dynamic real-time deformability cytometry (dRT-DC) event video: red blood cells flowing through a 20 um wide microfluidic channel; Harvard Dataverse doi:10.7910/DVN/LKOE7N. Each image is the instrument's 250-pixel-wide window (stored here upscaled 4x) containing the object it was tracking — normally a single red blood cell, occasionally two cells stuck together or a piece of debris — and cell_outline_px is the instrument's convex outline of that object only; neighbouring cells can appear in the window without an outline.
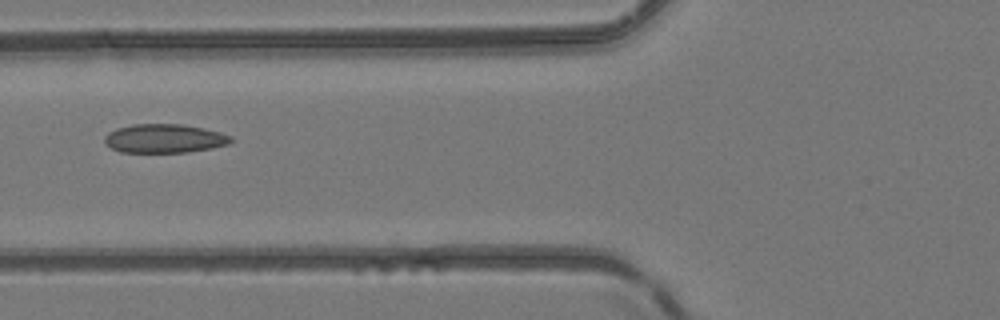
{"species": "common noctule bat (a hibernating species)", "species_latin": "Nyctalus noctula", "temperature_condition": "room temperature", "stored_images_in_passage": 6, "camera_frame_rate_fps": 3000, "um_per_image_px": 0.085, "animal": {"sex": "female", "body_mass_g": 24.6, "forearm_length_mm": 56.2}, "frame": {"image": 1, "passage_image": 5, "time_ms": 5.667, "image_size_px": [1000, 320], "cell_outline_px": [[236, 140], [228, 144], [212, 148], [188, 152], [120, 152], [104, 144], [104, 136], [108, 132], [116, 128], [132, 124], [184, 124], [204, 128], [220, 132], [232, 136]], "centroid_in_image_um": [13.99, 11.76], "position_along_channel_um": 111.8, "area_um2": 21.5}}
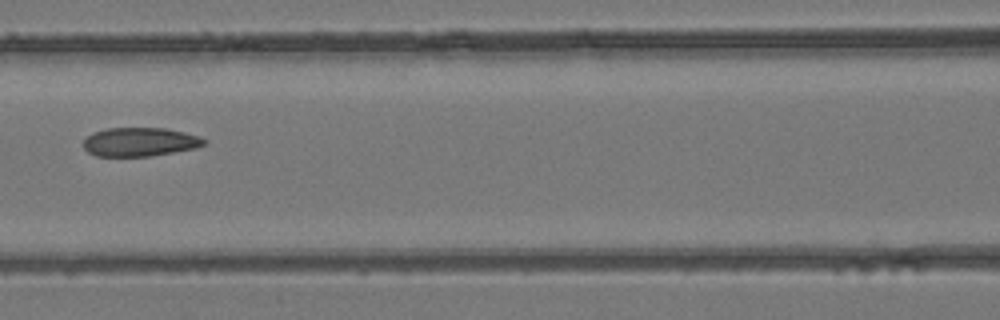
{"frame": {"image": 2, "passage_image": 6, "time_ms": 6.667, "image_size_px": [1000, 320], "cell_outline_px": [[208, 144], [196, 148], [148, 156], [96, 156], [88, 152], [84, 148], [84, 140], [92, 132], [108, 128], [168, 128], [200, 136], [208, 140]], "centroid_in_image_um": [11.93, 12.05], "position_along_channel_um": 154.7, "area_um2": 20.35}}